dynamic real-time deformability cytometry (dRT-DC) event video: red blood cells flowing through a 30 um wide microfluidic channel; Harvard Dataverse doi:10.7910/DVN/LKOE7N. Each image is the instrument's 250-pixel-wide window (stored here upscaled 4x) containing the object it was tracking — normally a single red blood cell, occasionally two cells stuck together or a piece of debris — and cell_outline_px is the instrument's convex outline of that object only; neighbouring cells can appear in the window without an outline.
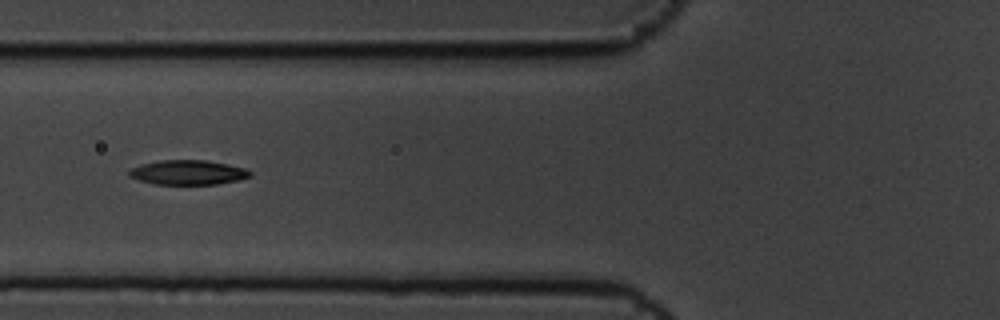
{"species": "common noctule bat (a hibernating species)", "species_latin": "Nyctalus noctula", "temperature_condition": "cold", "stored_images_in_passage": 6, "camera_frame_rate_fps": 3000, "um_per_image_px": 0.085, "animal": {"sex": "male", "body_mass_g": 19.5, "forearm_length_mm": 54.6}, "frame": {"image": 1, "passage_image": 6, "time_ms": 1.667, "image_size_px": [1000, 320], "cell_outline_px": [[252, 176], [236, 180], [216, 184], [156, 184], [140, 180], [128, 176], [128, 172], [132, 168], [140, 164], [160, 160], [204, 160], [228, 164], [248, 168], [252, 172]], "centroid_in_image_um": [16.0, 14.65], "position_along_channel_um": 109.8, "area_um2": 17.34}}